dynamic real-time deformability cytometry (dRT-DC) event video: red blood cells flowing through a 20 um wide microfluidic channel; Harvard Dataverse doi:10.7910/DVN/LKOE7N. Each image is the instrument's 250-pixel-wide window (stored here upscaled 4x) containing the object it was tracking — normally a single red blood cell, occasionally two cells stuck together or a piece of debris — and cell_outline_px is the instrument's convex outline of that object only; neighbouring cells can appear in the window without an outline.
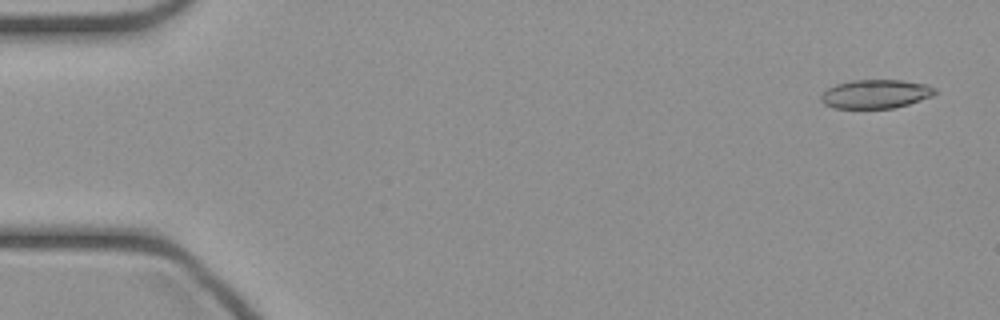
{"species": "common noctule bat (a hibernating species)", "species_latin": "Nyctalus noctula", "temperature_condition": "cold", "stored_images_in_passage": 13, "camera_frame_rate_fps": 3000, "um_per_image_px": 0.085, "animal": {"sex": "female", "body_mass_g": 21.9}, "frame": {"image": 1, "passage_image": 2, "time_ms": 0.333, "image_size_px": [1000, 320], "cell_outline_px": [[936, 92], [932, 96], [908, 104], [892, 108], [836, 108], [824, 104], [820, 100], [820, 96], [828, 88], [836, 84], [852, 80], [900, 80], [928, 84], [936, 88]], "centroid_in_image_um": [74.43, 7.98], "position_along_channel_um": 10.6, "area_um2": 19.07}}
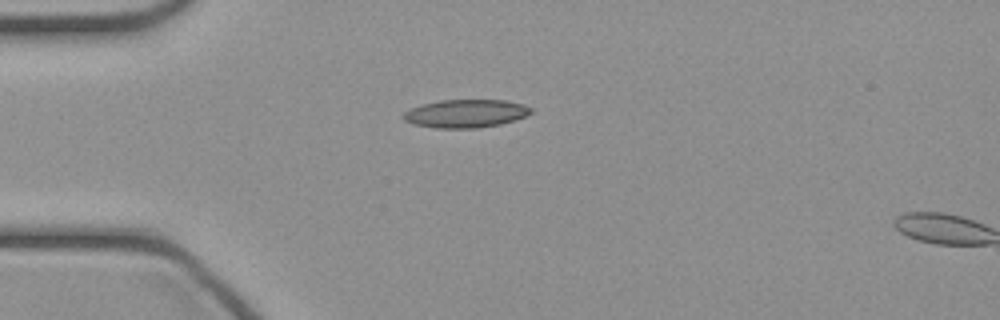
{"frame": {"image": 2, "passage_image": 12, "time_ms": 3.667, "image_size_px": [1000, 320], "cell_outline_px": [[532, 112], [524, 116], [500, 124], [476, 128], [436, 128], [412, 124], [404, 120], [400, 116], [404, 112], [420, 104], [440, 100], [504, 100], [524, 104], [532, 108]], "centroid_in_image_um": [39.53, 9.64], "position_along_channel_um": 45.5, "area_um2": 20.92}}